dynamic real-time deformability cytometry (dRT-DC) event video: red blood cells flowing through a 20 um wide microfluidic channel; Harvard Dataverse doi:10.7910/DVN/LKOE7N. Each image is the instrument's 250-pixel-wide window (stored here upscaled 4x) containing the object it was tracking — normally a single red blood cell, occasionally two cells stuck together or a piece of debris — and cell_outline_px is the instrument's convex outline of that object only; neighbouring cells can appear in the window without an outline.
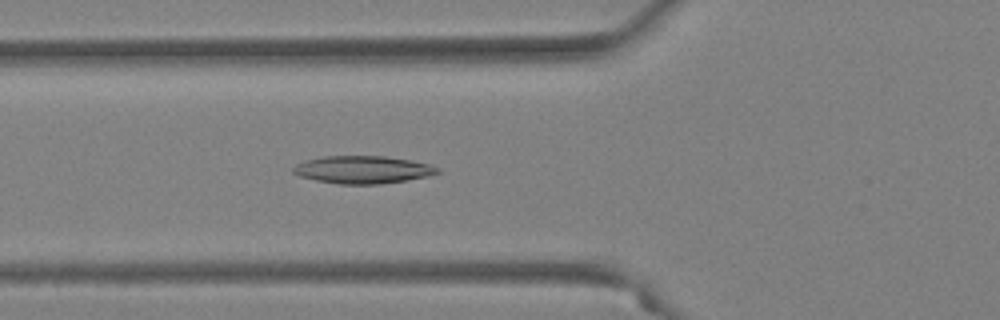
{"species": "Egyptian fruit bat (a non-hibernating species)", "species_latin": "Rousettus aegyptiacus", "temperature_condition": "warm", "stored_images_in_passage": 39, "camera_frame_rate_fps": 3000, "um_per_image_px": 0.085, "animal": {"sex": "female"}, "frame": {"image": 1, "passage_image": 12, "time_ms": 3.667, "image_size_px": [1000, 320], "cell_outline_px": [[440, 172], [428, 176], [408, 180], [380, 184], [340, 184], [316, 180], [300, 176], [292, 172], [292, 168], [296, 164], [308, 160], [324, 156], [384, 156], [412, 160], [428, 164], [440, 168]], "centroid_in_image_um": [30.86, 14.42], "position_along_channel_um": 94.9, "area_um2": 23.18}}
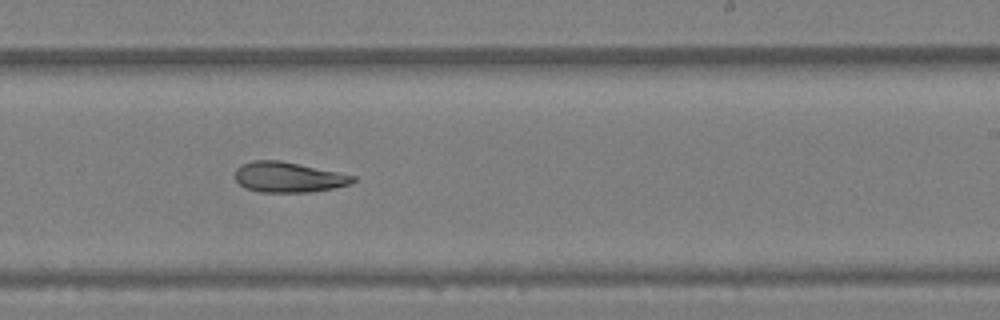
{"frame": {"image": 2, "passage_image": 25, "time_ms": 8.0, "image_size_px": [1000, 320], "cell_outline_px": [[356, 180], [352, 184], [336, 188], [312, 192], [260, 192], [244, 188], [236, 180], [236, 168], [240, 164], [252, 160], [280, 160], [356, 176]], "centroid_in_image_um": [24.52, 15.06], "position_along_channel_um": 264.5, "area_um2": 20.98}}
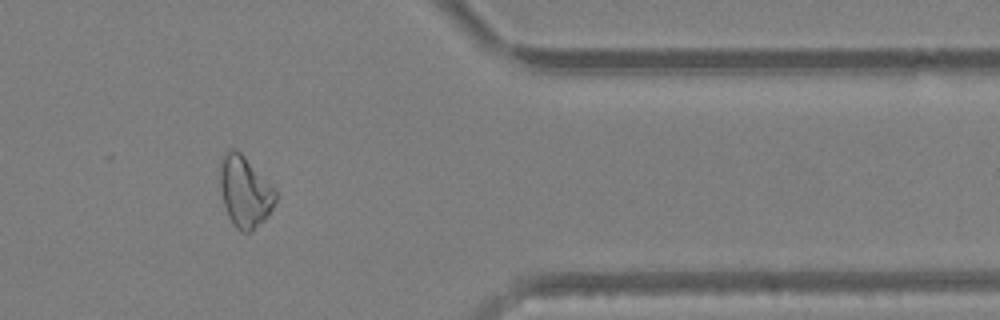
{"frame": {"image": 3, "passage_image": 36, "time_ms": 11.667, "image_size_px": [1000, 320], "cell_outline_px": [[276, 200], [268, 216], [252, 232], [240, 232], [232, 224], [228, 216], [224, 204], [220, 188], [220, 160], [224, 152], [228, 148], [232, 148], [240, 152], [276, 188]], "centroid_in_image_um": [20.81, 16.29], "position_along_channel_um": 390.6, "area_um2": 23.29}}